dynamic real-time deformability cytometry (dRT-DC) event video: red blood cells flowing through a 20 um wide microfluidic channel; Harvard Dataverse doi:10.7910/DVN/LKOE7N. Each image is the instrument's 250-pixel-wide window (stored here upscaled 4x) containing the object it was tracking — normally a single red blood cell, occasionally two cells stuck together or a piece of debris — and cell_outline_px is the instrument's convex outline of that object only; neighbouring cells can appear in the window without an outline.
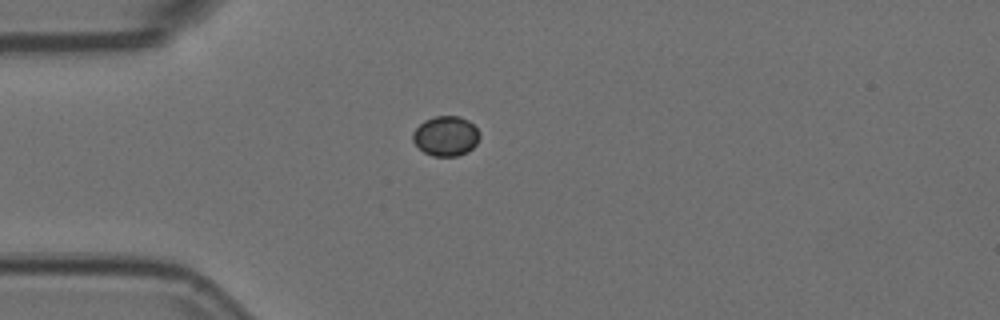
{"species": "Egyptian fruit bat (a non-hibernating species)", "species_latin": "Rousettus aegyptiacus", "temperature_condition": "room temperature", "stored_images_in_passage": 41, "camera_frame_rate_fps": 3000, "um_per_image_px": 0.085, "animal": {"sex": "female"}, "frame": {"image": 1, "passage_image": 1, "time_ms": 0.0, "image_size_px": [1000, 320], "cell_outline_px": [[480, 136], [476, 144], [468, 152], [456, 156], [432, 156], [424, 152], [412, 140], [412, 132], [424, 120], [436, 116], [460, 116], [468, 120], [480, 132]], "centroid_in_image_um": [37.9, 11.56], "position_along_channel_um": 47.1, "area_um2": 15.55}}
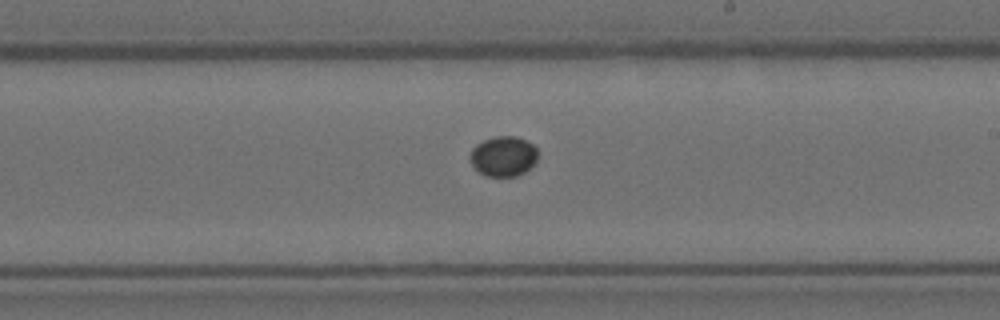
{"frame": {"image": 2, "passage_image": 18, "time_ms": 5.667, "image_size_px": [1000, 320], "cell_outline_px": [[536, 160], [524, 172], [516, 176], [488, 176], [480, 172], [472, 164], [468, 156], [472, 148], [476, 144], [484, 140], [496, 136], [516, 136], [532, 144], [536, 148]], "centroid_in_image_um": [42.75, 13.27], "position_along_channel_um": 246.3, "area_um2": 15.61}}
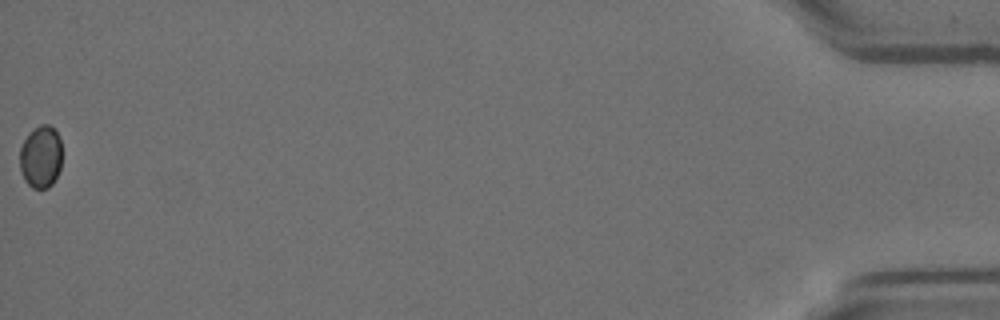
{"frame": {"image": 3, "passage_image": 41, "time_ms": 13.333, "image_size_px": [1000, 320], "cell_outline_px": [[60, 168], [52, 184], [48, 188], [32, 188], [24, 180], [20, 172], [20, 148], [28, 132], [32, 128], [40, 124], [48, 124], [56, 128], [60, 140]], "centroid_in_image_um": [3.44, 13.29], "position_along_channel_um": 431.8, "area_um2": 15.55}, "authors_computed_cell_mechanics": {"area_um2": 15.7216, "velocity_mm_per_s": 3.7459, "shape_relaxation_time_tau1_ms": 1.2354, "shape_relaxation_time_tau2_ms": null, "deformation_change_tau1": 0.0223, "deformation_change_tau2": null}}